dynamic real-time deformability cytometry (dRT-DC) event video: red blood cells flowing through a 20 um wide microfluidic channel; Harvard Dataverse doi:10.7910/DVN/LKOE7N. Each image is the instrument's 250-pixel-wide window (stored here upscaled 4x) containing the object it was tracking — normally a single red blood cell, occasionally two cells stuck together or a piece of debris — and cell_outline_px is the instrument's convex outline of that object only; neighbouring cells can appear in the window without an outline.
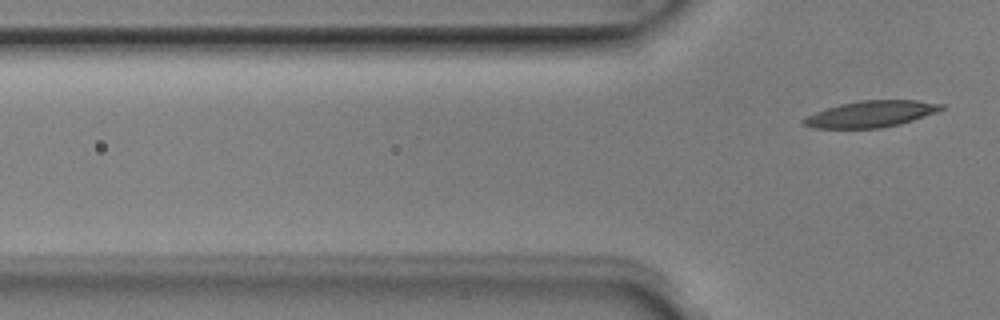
{"species": "Egyptian fruit bat (a non-hibernating species)", "species_latin": "Rousettus aegyptiacus", "temperature_condition": "room temperature", "stored_images_in_passage": 3, "segment_of_instrument_passage": [2, 2], "camera_frame_rate_fps": 3000, "um_per_image_px": 0.085, "animal": {"sex": "male"}, "frame": {"image": 1, "passage_image": 3, "time_ms": 0.667, "image_size_px": [1000, 320], "cell_outline_px": [[944, 108], [936, 112], [900, 124], [880, 128], [816, 128], [804, 124], [800, 120], [816, 112], [840, 104], [860, 100], [916, 100], [944, 104]], "centroid_in_image_um": [74.05, 9.68], "position_along_channel_um": 51.8, "area_um2": 20.92}}